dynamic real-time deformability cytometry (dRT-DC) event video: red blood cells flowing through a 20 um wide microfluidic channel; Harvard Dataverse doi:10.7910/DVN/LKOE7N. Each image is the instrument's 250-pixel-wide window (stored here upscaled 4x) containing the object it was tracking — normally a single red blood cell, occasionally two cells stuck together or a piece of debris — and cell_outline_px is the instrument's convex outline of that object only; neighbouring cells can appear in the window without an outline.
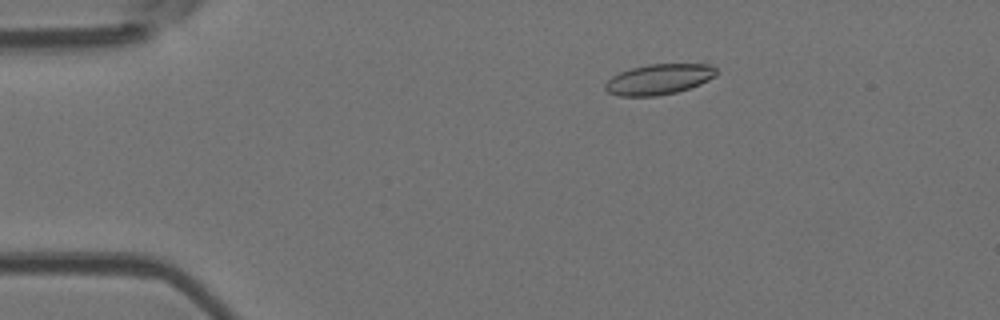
{"species": "Egyptian fruit bat (a non-hibernating species)", "species_latin": "Rousettus aegyptiacus", "temperature_condition": "room temperature", "stored_images_in_passage": 54, "camera_frame_rate_fps": 3000, "um_per_image_px": 0.085, "animal": {"sex": "female"}, "frame": {"image": 1, "passage_image": 10, "time_ms": 3.0, "image_size_px": [1000, 320], "cell_outline_px": [[716, 76], [700, 84], [676, 92], [656, 96], [620, 96], [608, 92], [604, 88], [604, 84], [612, 76], [620, 72], [632, 68], [648, 64], [712, 64], [716, 68]], "centroid_in_image_um": [56.0, 6.73], "position_along_channel_um": 29.0, "area_um2": 19.71}}
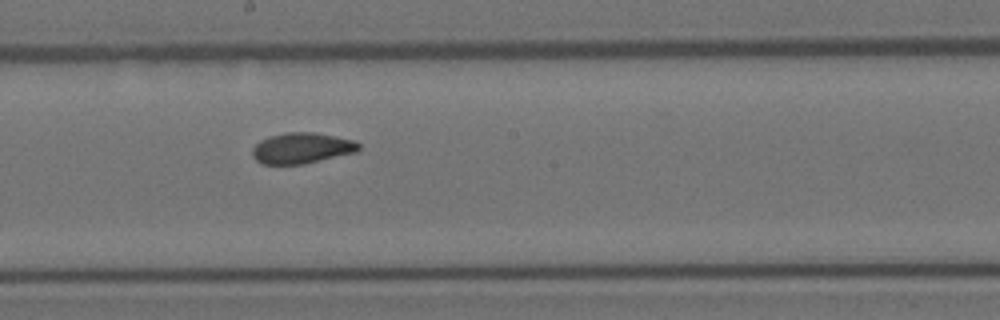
{"frame": {"image": 2, "passage_image": 30, "time_ms": 9.667, "image_size_px": [1000, 320], "cell_outline_px": [[360, 148], [356, 152], [304, 164], [260, 164], [252, 156], [252, 148], [260, 140], [268, 136], [284, 132], [316, 132], [356, 140], [360, 144]], "centroid_in_image_um": [25.65, 12.58], "position_along_channel_um": 222.6, "area_um2": 19.36}}
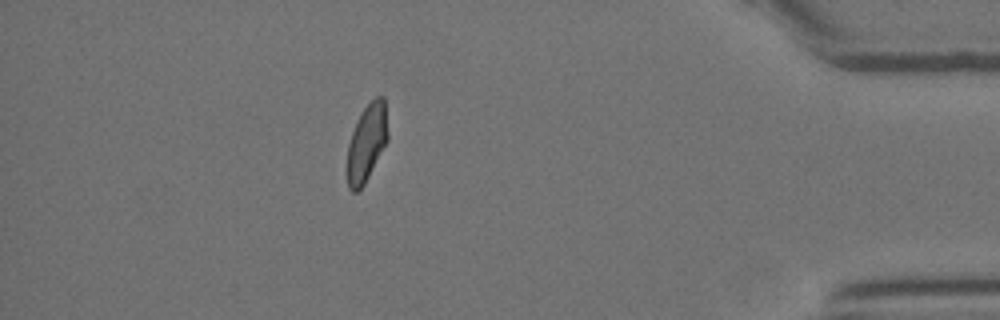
{"frame": {"image": 3, "passage_image": 48, "time_ms": 15.667, "image_size_px": [1000, 320], "cell_outline_px": [[388, 140], [364, 184], [356, 192], [352, 192], [348, 188], [348, 144], [352, 132], [360, 112], [376, 96], [384, 96], [388, 132]], "centroid_in_image_um": [31.18, 12.11], "position_along_channel_um": 404.0, "area_um2": 18.09}, "authors_computed_cell_mechanics": {"area_um2": 19.363, "velocity_mm_per_s": 3.7811, "shape_relaxation_time_tau1_ms": 6.4987, "shape_relaxation_time_tau2_ms": 1.826, "deformation_change_tau1": 0.1446, "deformation_change_tau2": 0.0621}}